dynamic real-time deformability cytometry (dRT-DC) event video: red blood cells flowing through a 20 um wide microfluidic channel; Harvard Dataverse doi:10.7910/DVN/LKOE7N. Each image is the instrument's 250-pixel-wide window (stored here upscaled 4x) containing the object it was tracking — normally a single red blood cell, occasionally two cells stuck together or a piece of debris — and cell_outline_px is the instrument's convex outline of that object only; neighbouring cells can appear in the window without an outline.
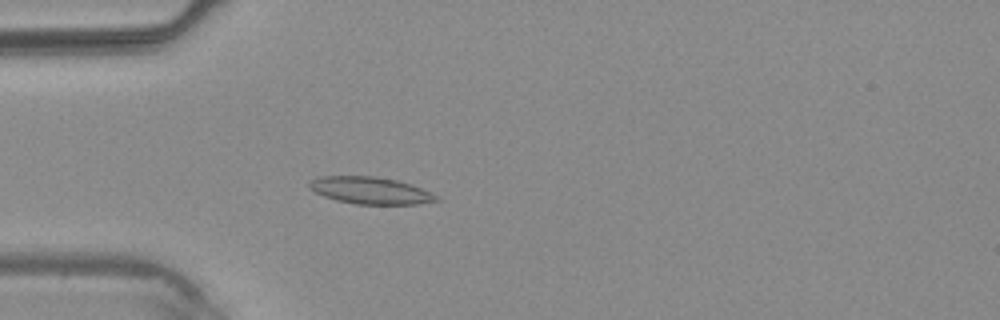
{"species": "common noctule bat (a hibernating species)", "species_latin": "Nyctalus noctula", "temperature_condition": "warm", "stored_images_in_passage": 4, "camera_frame_rate_fps": 3000, "um_per_image_px": 0.085, "animal": {"sex": "male", "body_mass_g": 20.4}, "frame": {"image": 1, "passage_image": 4, "time_ms": 3.667, "image_size_px": [1000, 320], "cell_outline_px": [[440, 200], [420, 204], [356, 204], [336, 200], [324, 196], [308, 188], [308, 184], [312, 180], [320, 176], [376, 176], [396, 180], [420, 188], [436, 196]], "centroid_in_image_um": [31.44, 16.19], "position_along_channel_um": 53.6, "area_um2": 19.77}}